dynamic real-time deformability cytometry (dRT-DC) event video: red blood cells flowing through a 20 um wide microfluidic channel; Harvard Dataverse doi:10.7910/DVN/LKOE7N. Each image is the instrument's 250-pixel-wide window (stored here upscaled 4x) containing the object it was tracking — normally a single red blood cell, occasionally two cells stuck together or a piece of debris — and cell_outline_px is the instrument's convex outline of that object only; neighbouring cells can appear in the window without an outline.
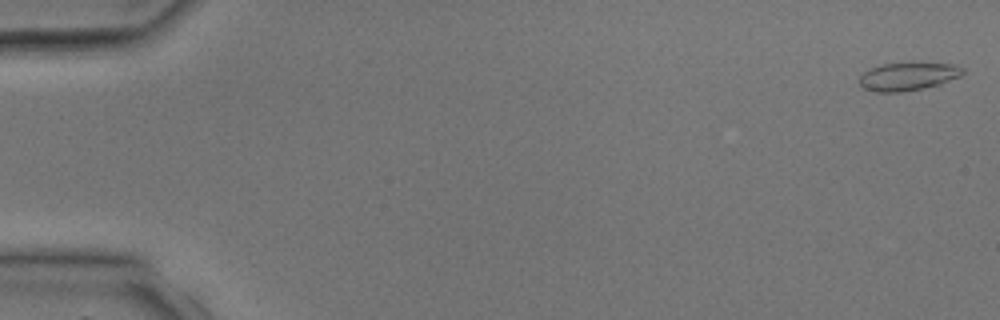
{"species": "common noctule bat (a hibernating species)", "species_latin": "Nyctalus noctula", "temperature_condition": "room temperature", "stored_images_in_passage": 4, "camera_frame_rate_fps": 3000, "um_per_image_px": 0.085, "animal": {"sex": "male", "body_mass_g": 17.9, "forearm_length_mm": 54.2}, "frame": {"image": 1, "passage_image": 1, "time_ms": 0.0, "image_size_px": [1000, 320], "cell_outline_px": [[964, 72], [960, 76], [940, 84], [924, 88], [900, 92], [876, 92], [864, 88], [860, 84], [860, 76], [868, 68], [880, 64], [956, 64], [964, 68]], "centroid_in_image_um": [77.16, 6.51], "position_along_channel_um": 7.8, "area_um2": 16.65}}
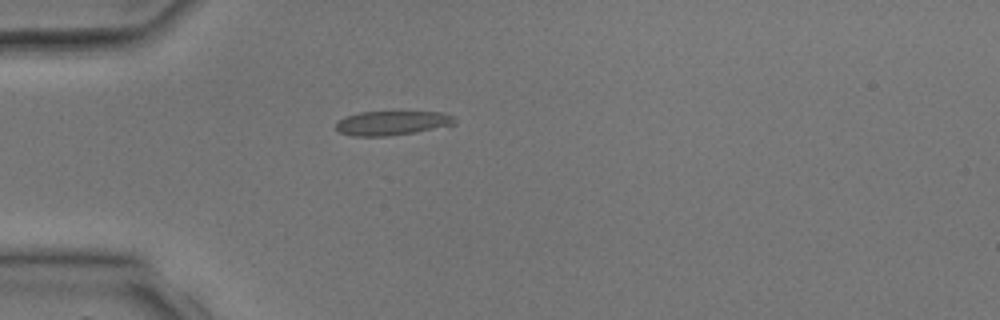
{"frame": {"image": 2, "passage_image": 4, "time_ms": 3.667, "image_size_px": [1000, 320], "cell_outline_px": [[456, 120], [452, 124], [416, 132], [388, 136], [352, 136], [340, 132], [336, 128], [336, 124], [344, 116], [360, 112], [444, 112], [452, 116]], "centroid_in_image_um": [33.28, 10.45], "position_along_channel_um": 51.7, "area_um2": 16.59}}